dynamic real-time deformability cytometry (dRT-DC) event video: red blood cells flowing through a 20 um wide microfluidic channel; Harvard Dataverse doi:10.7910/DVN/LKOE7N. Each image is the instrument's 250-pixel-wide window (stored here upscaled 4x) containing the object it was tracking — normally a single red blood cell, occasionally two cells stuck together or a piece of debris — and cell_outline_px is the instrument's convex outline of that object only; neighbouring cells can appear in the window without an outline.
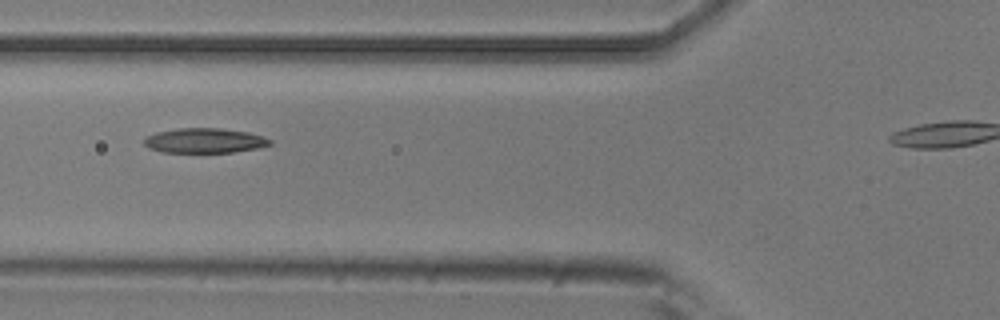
{"species": "common noctule bat (a hibernating species)", "species_latin": "Nyctalus noctula", "temperature_condition": "room temperature", "stored_images_in_passage": 5, "camera_frame_rate_fps": 3000, "um_per_image_px": 0.085, "animal": {"sex": "male", "body_mass_g": 20.5, "forearm_length_mm": 52.5}, "frame": {"image": 1, "passage_image": 3, "time_ms": 0.667, "image_size_px": [1000, 320], "cell_outline_px": [[272, 144], [256, 148], [232, 152], [164, 152], [148, 148], [144, 144], [144, 136], [156, 132], [176, 128], [220, 128], [248, 132], [272, 140]], "centroid_in_image_um": [17.34, 11.94], "position_along_channel_um": 108.5, "area_um2": 18.15}}
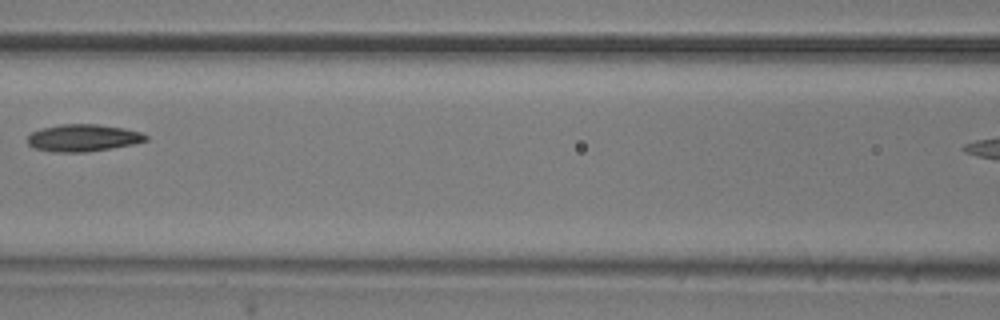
{"frame": {"image": 2, "passage_image": 4, "time_ms": 1.0, "image_size_px": [1000, 320], "cell_outline_px": [[148, 140], [132, 144], [84, 152], [52, 152], [32, 148], [28, 144], [28, 136], [32, 132], [40, 128], [60, 124], [96, 124], [124, 128], [140, 132], [148, 136]], "centroid_in_image_um": [7.01, 11.71], "position_along_channel_um": 159.6, "area_um2": 18.67}}
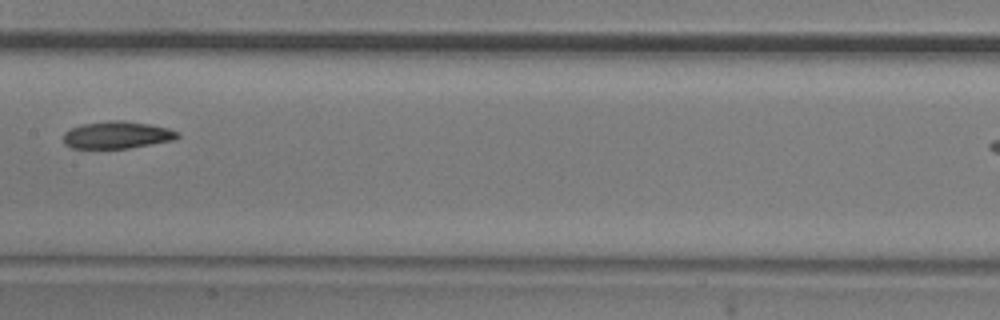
{"frame": {"image": 3, "passage_image": 5, "time_ms": 1.333, "image_size_px": [1000, 320], "cell_outline_px": [[180, 136], [176, 140], [128, 148], [72, 148], [64, 144], [64, 132], [72, 128], [84, 124], [108, 120], [124, 120], [148, 124], [168, 128], [180, 132]], "centroid_in_image_um": [9.99, 11.47], "position_along_channel_um": 197.4, "area_um2": 18.15}}